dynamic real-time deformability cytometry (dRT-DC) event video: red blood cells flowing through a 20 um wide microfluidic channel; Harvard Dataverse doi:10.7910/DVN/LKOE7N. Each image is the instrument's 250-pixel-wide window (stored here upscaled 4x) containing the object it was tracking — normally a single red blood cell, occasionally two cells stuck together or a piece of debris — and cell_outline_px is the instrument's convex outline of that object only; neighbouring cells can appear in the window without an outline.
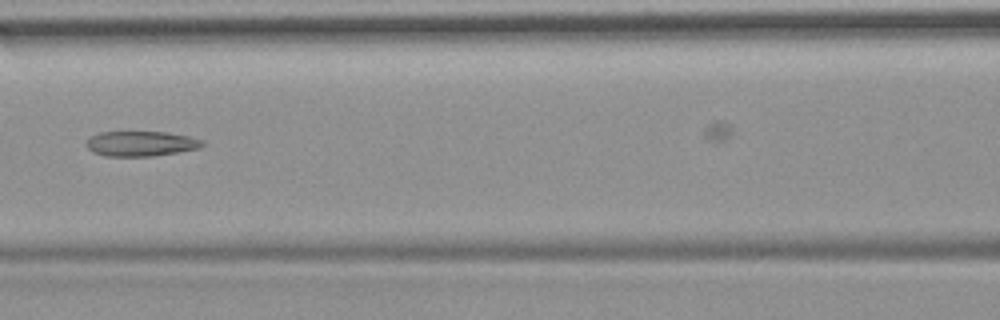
{"species": "common noctule bat (a hibernating species)", "species_latin": "Nyctalus noctula", "temperature_condition": "room temperature", "stored_images_in_passage": 6, "camera_frame_rate_fps": 3000, "um_per_image_px": 0.085, "animal": {"sex": "female", "body_mass_g": 19.9}, "frame": {"image": 1, "passage_image": 4, "time_ms": 3.667, "image_size_px": [1000, 320], "cell_outline_px": [[208, 144], [200, 148], [152, 156], [104, 156], [92, 152], [84, 144], [92, 136], [100, 132], [164, 132], [188, 136], [204, 140]], "centroid_in_image_um": [12.0, 12.21], "position_along_channel_um": 154.6, "area_um2": 16.99}}
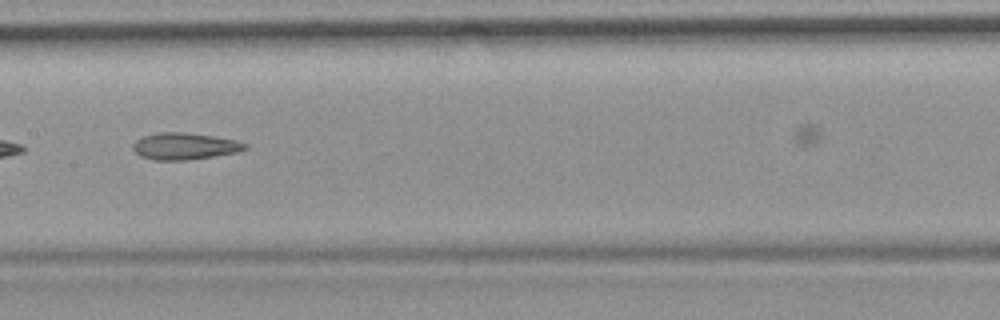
{"frame": {"image": 2, "passage_image": 5, "time_ms": 4.667, "image_size_px": [1000, 320], "cell_outline_px": [[248, 148], [236, 152], [188, 160], [152, 160], [140, 156], [132, 148], [132, 144], [136, 140], [144, 136], [160, 132], [180, 132], [212, 136], [236, 140], [248, 144]], "centroid_in_image_um": [15.67, 12.43], "position_along_channel_um": 191.7, "area_um2": 17.34}}